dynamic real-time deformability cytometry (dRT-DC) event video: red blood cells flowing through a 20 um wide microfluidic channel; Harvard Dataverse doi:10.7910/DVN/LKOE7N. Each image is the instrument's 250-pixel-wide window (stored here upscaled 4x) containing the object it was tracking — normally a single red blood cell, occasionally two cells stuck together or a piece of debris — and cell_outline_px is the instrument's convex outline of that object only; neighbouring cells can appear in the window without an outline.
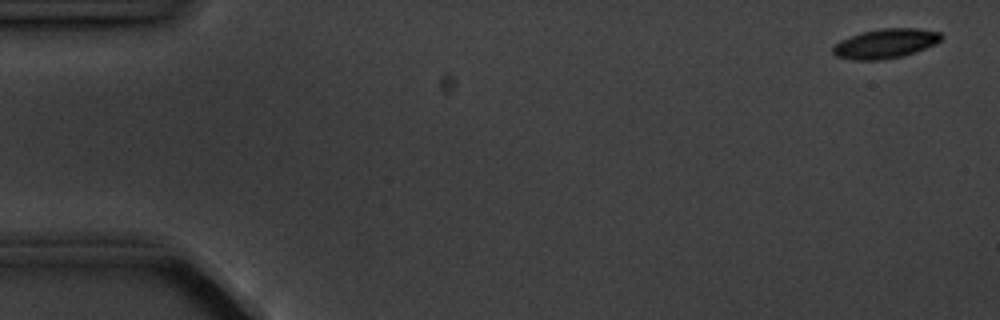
{"species": "common noctule bat (a hibernating species)", "species_latin": "Nyctalus noctula", "temperature_condition": "cold", "stored_images_in_passage": 4, "camera_frame_rate_fps": 3000, "um_per_image_px": 0.085, "animal": {"sex": "male", "body_mass_g": 20.1, "forearm_length_mm": 53.5}, "frame": {"image": 1, "passage_image": 1, "time_ms": 0.0, "image_size_px": [1000, 320], "cell_outline_px": [[944, 36], [936, 44], [916, 52], [900, 56], [880, 60], [852, 60], [836, 56], [832, 52], [832, 48], [840, 40], [864, 32], [880, 28], [916, 28], [940, 32]], "centroid_in_image_um": [75.28, 3.7], "position_along_channel_um": 9.7, "area_um2": 18.55}}
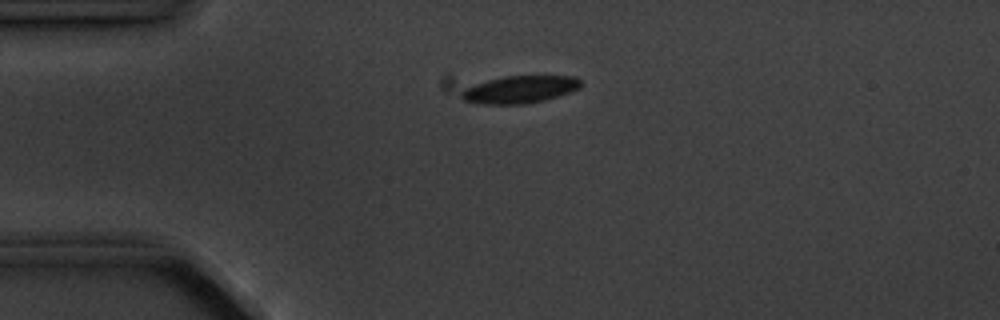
{"frame": {"image": 2, "passage_image": 4, "time_ms": 3.667, "image_size_px": [1000, 320], "cell_outline_px": [[580, 88], [544, 100], [524, 104], [480, 104], [464, 100], [460, 96], [460, 92], [464, 88], [488, 80], [504, 76], [576, 76], [580, 80]], "centroid_in_image_um": [44.15, 7.6], "position_along_channel_um": 40.9, "area_um2": 18.9}}